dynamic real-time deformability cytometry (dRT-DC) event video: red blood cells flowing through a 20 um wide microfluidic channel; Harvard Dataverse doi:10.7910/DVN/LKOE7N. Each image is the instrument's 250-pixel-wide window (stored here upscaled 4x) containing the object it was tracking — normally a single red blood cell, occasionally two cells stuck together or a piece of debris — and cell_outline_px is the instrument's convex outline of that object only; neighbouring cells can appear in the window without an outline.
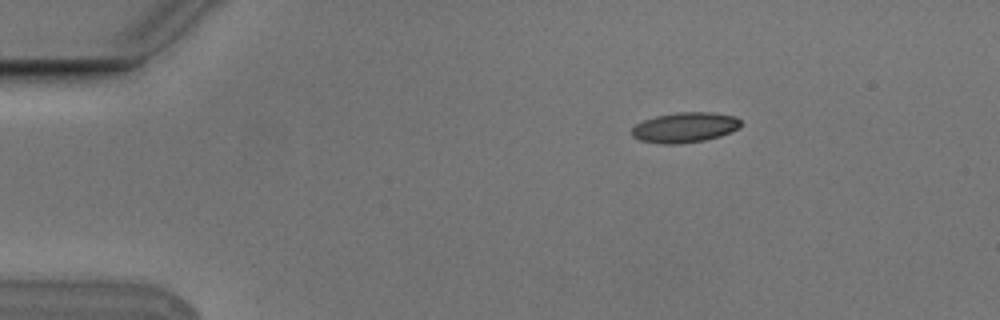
{"species": "Egyptian fruit bat (a non-hibernating species)", "species_latin": "Rousettus aegyptiacus", "temperature_condition": "cold", "stored_images_in_passage": 3, "camera_frame_rate_fps": 3000, "um_per_image_px": 0.085, "animal": {"sex": "male"}, "frame": {"image": 1, "passage_image": 1, "time_ms": 0.0, "image_size_px": [1000, 320], "cell_outline_px": [[740, 128], [720, 136], [704, 140], [676, 144], [664, 144], [640, 140], [632, 136], [632, 128], [636, 124], [644, 120], [656, 116], [676, 112], [712, 112], [736, 116], [740, 120]], "centroid_in_image_um": [58.22, 10.82], "position_along_channel_um": 26.8, "area_um2": 19.13}}